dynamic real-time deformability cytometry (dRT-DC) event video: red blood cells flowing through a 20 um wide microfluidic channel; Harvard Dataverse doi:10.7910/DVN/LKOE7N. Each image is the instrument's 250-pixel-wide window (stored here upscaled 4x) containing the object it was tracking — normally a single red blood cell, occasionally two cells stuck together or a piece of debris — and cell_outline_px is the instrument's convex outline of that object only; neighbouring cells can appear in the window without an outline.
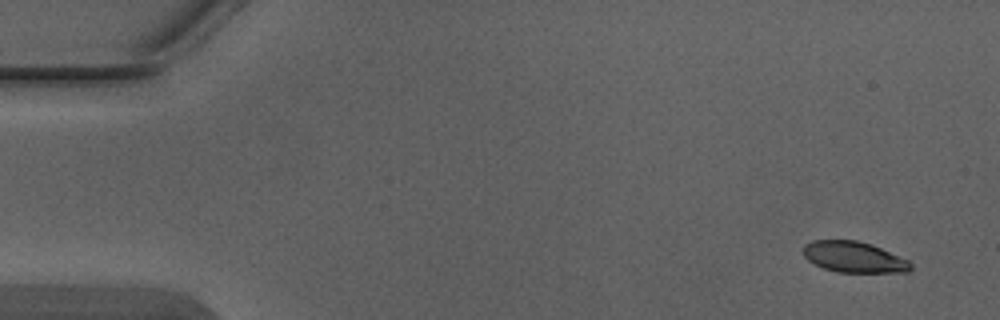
{"species": "Egyptian fruit bat (a non-hibernating species)", "species_latin": "Rousettus aegyptiacus", "temperature_condition": "warm", "stored_images_in_passage": 4, "camera_frame_rate_fps": 3000, "um_per_image_px": 0.085, "animal": {"sex": "male"}, "frame": {"image": 1, "passage_image": 1, "time_ms": 0.0, "image_size_px": [1000, 320], "cell_outline_px": [[912, 268], [908, 272], [836, 272], [824, 268], [808, 260], [804, 256], [804, 244], [812, 240], [856, 240], [872, 244], [908, 260], [912, 264]], "centroid_in_image_um": [72.59, 21.84], "position_along_channel_um": 12.4, "area_um2": 19.31}}
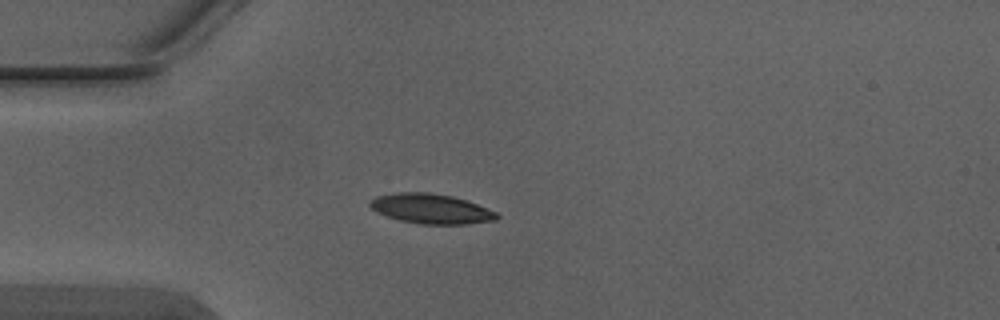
{"frame": {"image": 2, "passage_image": 4, "time_ms": 1.0, "image_size_px": [1000, 320], "cell_outline_px": [[500, 216], [496, 220], [464, 224], [420, 224], [400, 220], [376, 212], [368, 204], [368, 200], [376, 196], [396, 192], [428, 192], [452, 196], [476, 204], [496, 212]], "centroid_in_image_um": [36.59, 17.74], "position_along_channel_um": 48.4, "area_um2": 21.96}}